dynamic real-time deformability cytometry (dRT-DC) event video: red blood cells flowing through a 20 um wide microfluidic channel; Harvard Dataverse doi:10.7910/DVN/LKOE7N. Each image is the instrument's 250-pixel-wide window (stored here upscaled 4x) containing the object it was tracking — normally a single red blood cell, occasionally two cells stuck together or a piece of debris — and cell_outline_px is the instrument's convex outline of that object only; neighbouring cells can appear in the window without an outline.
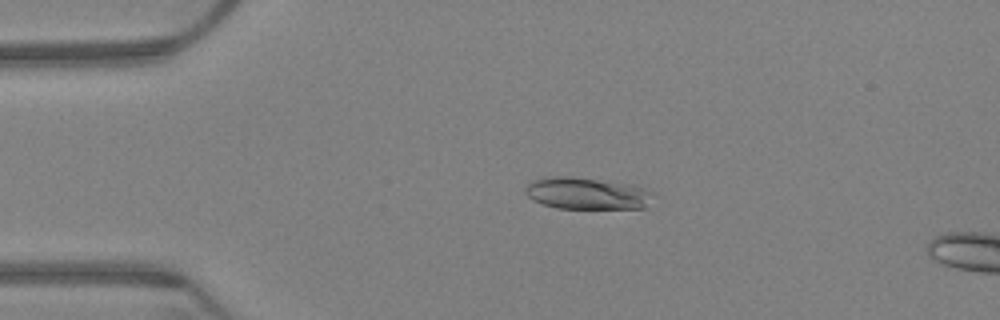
{"species": "Egyptian fruit bat (a non-hibernating species)", "species_latin": "Rousettus aegyptiacus", "temperature_condition": "warm", "stored_images_in_passage": 65, "camera_frame_rate_fps": 3000, "um_per_image_px": 0.085, "animal": {"sex": "female"}, "frame": {"image": 1, "passage_image": 15, "time_ms": 4.667, "image_size_px": [1000, 320], "cell_outline_px": [[652, 192], [644, 208], [556, 208], [532, 200], [524, 192], [524, 188], [532, 180], [544, 176], [572, 176], [624, 184], [644, 188]], "centroid_in_image_um": [49.76, 16.43], "position_along_channel_um": 35.2, "area_um2": 23.35}}
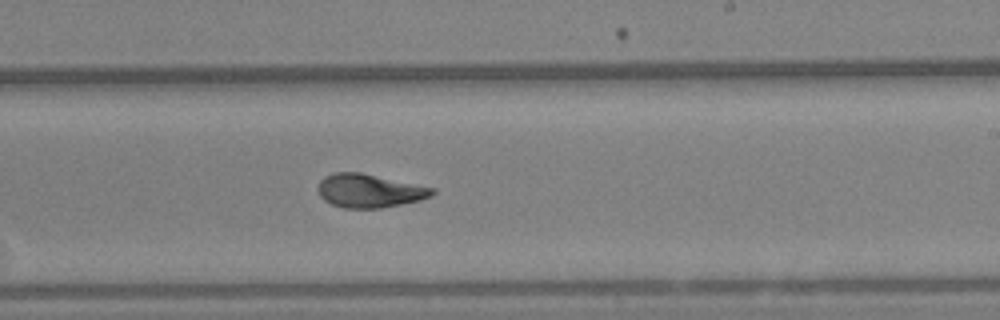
{"frame": {"image": 2, "passage_image": 40, "time_ms": 13.0, "image_size_px": [1000, 320], "cell_outline_px": [[436, 192], [432, 196], [420, 200], [380, 208], [344, 208], [332, 204], [324, 200], [320, 196], [316, 188], [320, 180], [324, 176], [332, 172], [360, 172], [436, 188]], "centroid_in_image_um": [31.38, 16.2], "position_along_channel_um": 257.6, "area_um2": 22.48}}
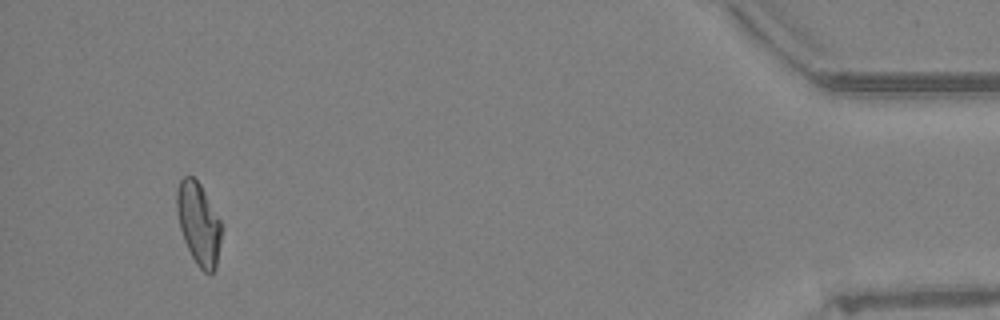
{"frame": {"image": 3, "passage_image": 62, "time_ms": 20.333, "image_size_px": [1000, 320], "cell_outline_px": [[224, 228], [216, 268], [212, 272], [204, 272], [196, 264], [184, 240], [180, 228], [176, 208], [176, 188], [180, 180], [184, 176], [192, 176], [200, 184], [220, 220]], "centroid_in_image_um": [16.9, 19.01], "position_along_channel_um": 418.3, "area_um2": 21.56}, "authors_computed_cell_mechanics": {"area_um2": 22.4264, "velocity_mm_per_s": 3.1724, "shape_relaxation_time_tau1_ms": 8.93, "shape_relaxation_time_tau2_ms": 2.0757, "deformation_change_tau1": 0.2269, "deformation_change_tau2": 0.0789}}